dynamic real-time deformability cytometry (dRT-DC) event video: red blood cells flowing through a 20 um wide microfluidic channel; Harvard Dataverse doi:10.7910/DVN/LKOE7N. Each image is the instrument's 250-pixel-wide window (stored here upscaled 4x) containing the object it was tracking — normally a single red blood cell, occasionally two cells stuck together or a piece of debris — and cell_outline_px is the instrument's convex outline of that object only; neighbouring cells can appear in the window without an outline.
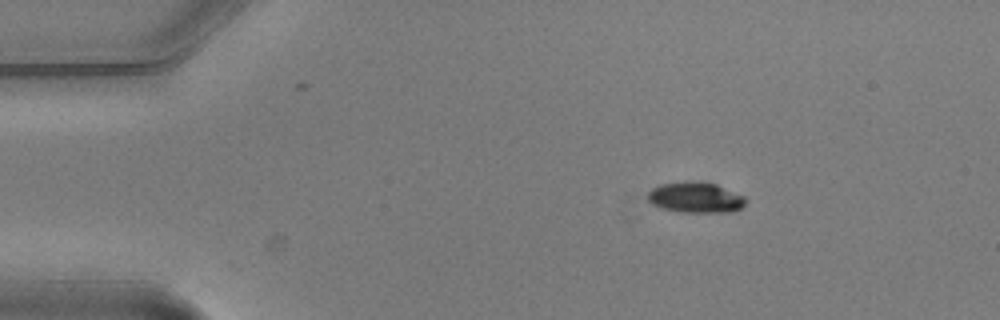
{"species": "common noctule bat (a hibernating species)", "species_latin": "Nyctalus noctula", "temperature_condition": "warm", "stored_images_in_passage": 4, "camera_frame_rate_fps": 3000, "um_per_image_px": 0.085, "animal": {"sex": "male", "body_mass_g": 20.5, "forearm_length_mm": 52.5}, "frame": {"image": 1, "passage_image": 2, "time_ms": 0.333, "image_size_px": [1000, 320], "cell_outline_px": [[744, 204], [740, 208], [732, 212], [680, 212], [660, 208], [652, 204], [648, 200], [648, 192], [652, 188], [660, 184], [684, 180], [700, 180], [716, 184], [744, 196]], "centroid_in_image_um": [59.08, 16.76], "position_along_channel_um": 25.9, "area_um2": 17.74}}